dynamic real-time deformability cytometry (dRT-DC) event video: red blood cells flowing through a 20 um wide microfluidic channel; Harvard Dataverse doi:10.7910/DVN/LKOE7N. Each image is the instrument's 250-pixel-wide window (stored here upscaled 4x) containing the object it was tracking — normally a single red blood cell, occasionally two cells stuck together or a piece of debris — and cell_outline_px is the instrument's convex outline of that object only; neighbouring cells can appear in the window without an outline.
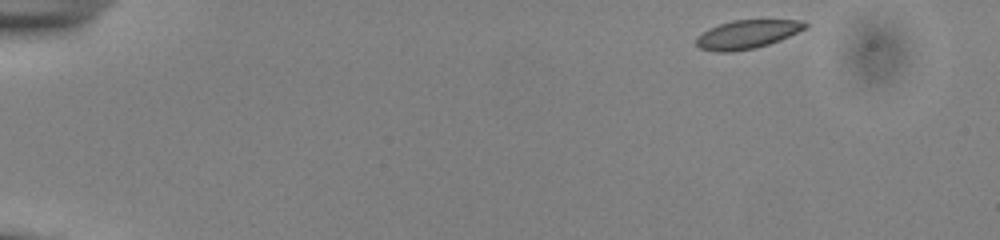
{"species": "common noctule bat (a hibernating species)", "species_latin": "Nyctalus noctula", "temperature_condition": "cold", "stored_images_in_passage": 48, "camera_frame_rate_fps": 3000, "um_per_image_px": 0.085, "animal": {"sex": "male", "body_mass_g": 13.0, "forearm_length_mm": 53.1}, "frame": {"image": 1, "passage_image": 1, "time_ms": 0.0, "image_size_px": [1000, 240], "cell_outline_px": [[808, 28], [780, 40], [756, 48], [732, 52], [716, 52], [700, 48], [696, 44], [696, 36], [708, 28], [732, 20], [800, 20], [808, 24]], "centroid_in_image_um": [63.5, 2.92], "position_along_channel_um": 21.5, "area_um2": 18.26}}
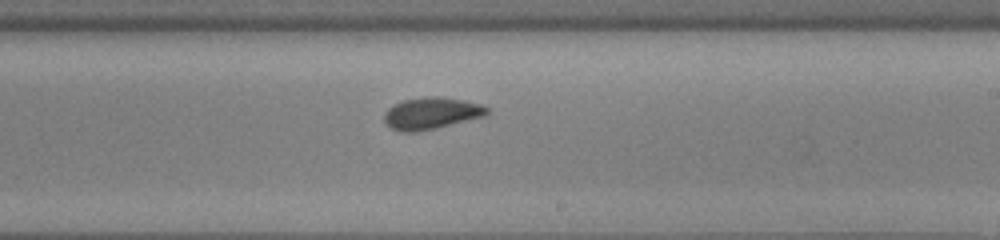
{"frame": {"image": 2, "passage_image": 28, "time_ms": 9.0, "image_size_px": [1000, 240], "cell_outline_px": [[488, 112], [484, 116], [436, 128], [416, 132], [400, 132], [384, 124], [384, 112], [388, 108], [404, 100], [432, 96], [440, 96], [480, 104], [488, 108]], "centroid_in_image_um": [36.62, 9.64], "position_along_channel_um": 252.4, "area_um2": 18.84}}
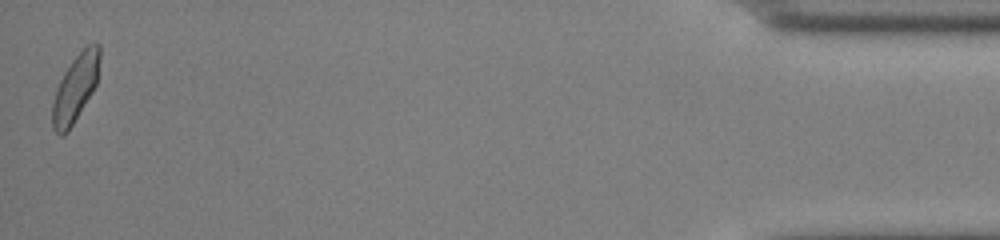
{"frame": {"image": 3, "passage_image": 48, "time_ms": 15.667, "image_size_px": [1000, 240], "cell_outline_px": [[100, 56], [96, 84], [92, 92], [68, 132], [64, 136], [60, 136], [52, 128], [52, 104], [56, 88], [64, 72], [72, 60], [88, 44], [100, 44]], "centroid_in_image_um": [6.39, 7.52], "position_along_channel_um": 428.8, "area_um2": 18.38}, "authors_computed_cell_mechanics": {"area_um2": 18.6983, "velocity_mm_per_s": 3.8668, "shape_relaxation_time_tau1_ms": 3.7978, "shape_relaxation_time_tau2_ms": 1.2966, "deformation_change_tau1": 0.09, "deformation_change_tau2": 0.0503}}